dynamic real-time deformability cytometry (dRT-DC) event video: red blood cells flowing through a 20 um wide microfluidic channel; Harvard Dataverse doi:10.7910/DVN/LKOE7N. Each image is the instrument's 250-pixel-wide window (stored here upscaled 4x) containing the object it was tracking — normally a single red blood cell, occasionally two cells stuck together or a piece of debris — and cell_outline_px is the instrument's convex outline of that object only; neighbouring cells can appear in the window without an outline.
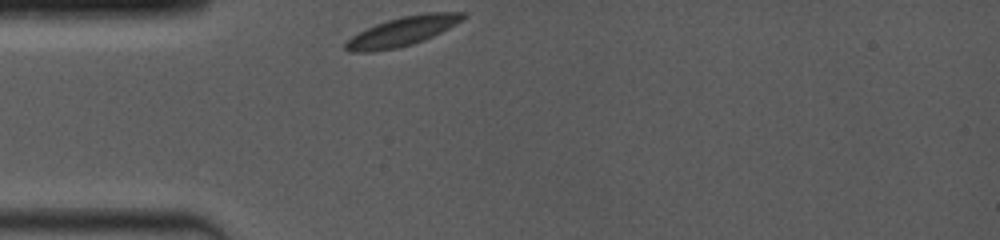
{"species": "common noctule bat (a hibernating species)", "species_latin": "Nyctalus noctula", "temperature_condition": "room temperature", "stored_images_in_passage": 23, "segment_of_instrument_passage": [1, 2], "camera_frame_rate_fps": 4000, "um_per_image_px": 0.085, "animal": {"sex": "female", "body_mass_g": 19.0, "forearm_length_mm": 53.3}, "frame": {"image": 1, "passage_image": 1, "time_ms": 0.0, "image_size_px": [1000, 240], "cell_outline_px": [[468, 16], [448, 28], [424, 40], [412, 44], [396, 48], [372, 52], [348, 52], [344, 48], [344, 44], [352, 36], [376, 24], [388, 20], [404, 16], [428, 12], [464, 12]], "centroid_in_image_um": [34.19, 2.67], "position_along_channel_um": 50.8, "area_um2": 19.71}}
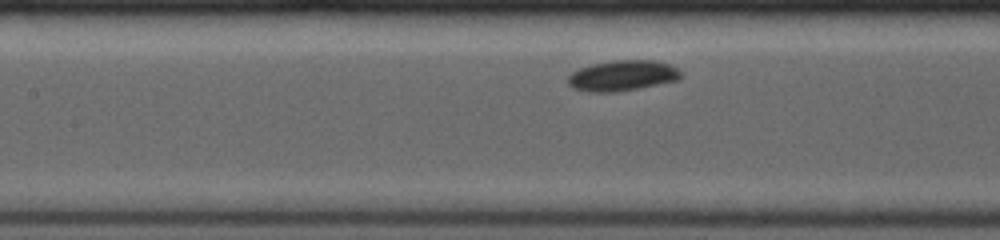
{"frame": {"image": 2, "passage_image": 10, "time_ms": 3.0, "image_size_px": [1000, 240], "cell_outline_px": [[684, 76], [680, 80], [640, 88], [616, 92], [588, 92], [572, 88], [568, 84], [568, 76], [572, 72], [580, 68], [592, 64], [612, 60], [656, 60], [672, 64], [684, 72]], "centroid_in_image_um": [52.98, 6.42], "position_along_channel_um": 154.4, "area_um2": 20.63}}
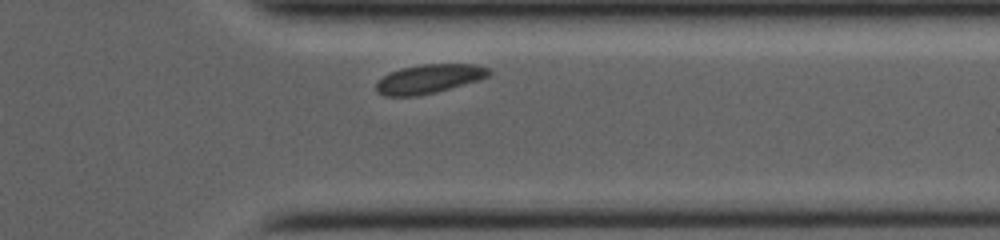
{"frame": {"image": 3, "passage_image": 20, "time_ms": 8.75, "image_size_px": [1000, 240], "cell_outline_px": [[492, 72], [488, 76], [480, 80], [436, 92], [416, 96], [384, 96], [376, 92], [376, 84], [384, 76], [400, 68], [424, 64], [476, 64], [488, 68]], "centroid_in_image_um": [36.49, 6.7], "position_along_channel_um": 374.9, "area_um2": 19.02}}